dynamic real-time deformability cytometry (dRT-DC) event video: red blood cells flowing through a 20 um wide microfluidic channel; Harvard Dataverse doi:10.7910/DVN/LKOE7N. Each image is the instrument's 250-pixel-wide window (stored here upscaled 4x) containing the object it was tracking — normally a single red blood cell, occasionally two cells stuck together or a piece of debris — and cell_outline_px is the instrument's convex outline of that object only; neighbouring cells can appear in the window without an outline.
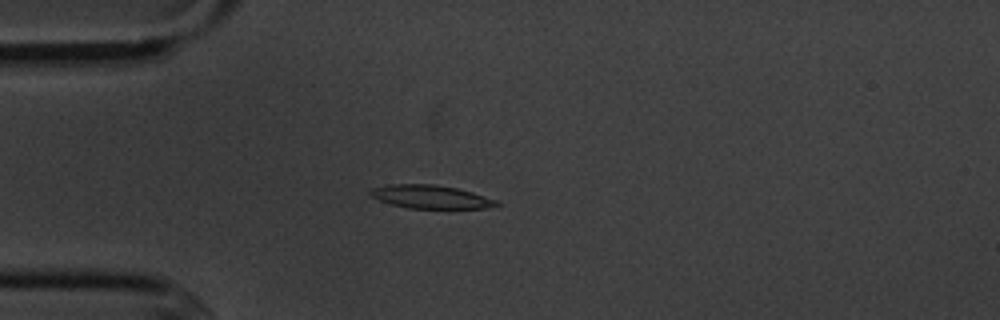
{"species": "common noctule bat (a hibernating species)", "species_latin": "Nyctalus noctula", "temperature_condition": "cold", "stored_images_in_passage": 4, "camera_frame_rate_fps": 3000, "um_per_image_px": 0.085, "animal": {"sex": "male", "body_mass_g": 20.1, "forearm_length_mm": 53.5}, "frame": {"image": 1, "passage_image": 3, "time_ms": 2.333, "image_size_px": [1000, 320], "cell_outline_px": [[500, 204], [484, 208], [408, 208], [392, 204], [380, 200], [372, 196], [368, 192], [372, 188], [388, 184], [436, 184], [456, 188], [472, 192], [500, 200]], "centroid_in_image_um": [36.63, 16.72], "position_along_channel_um": 48.4, "area_um2": 17.11}}